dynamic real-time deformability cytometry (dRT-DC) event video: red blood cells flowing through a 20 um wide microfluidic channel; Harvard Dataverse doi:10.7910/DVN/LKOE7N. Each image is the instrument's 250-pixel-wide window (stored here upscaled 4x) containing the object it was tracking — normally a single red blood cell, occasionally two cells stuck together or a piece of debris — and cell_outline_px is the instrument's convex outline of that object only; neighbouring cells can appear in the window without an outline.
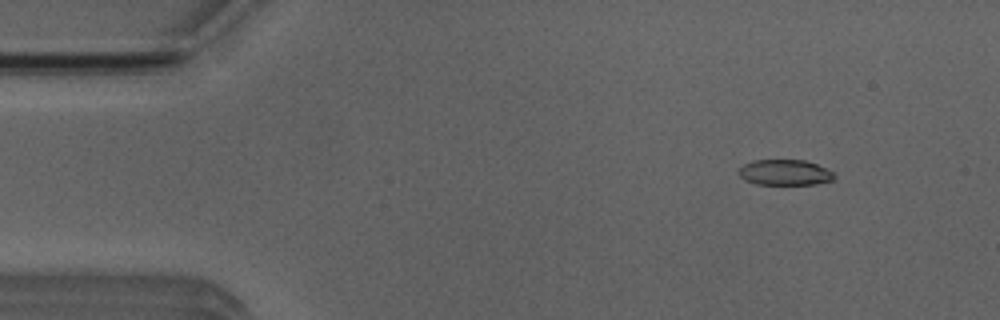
{"species": "Egyptian fruit bat (a non-hibernating species)", "species_latin": "Rousettus aegyptiacus", "temperature_condition": "room temperature", "stored_images_in_passage": 4, "camera_frame_rate_fps": 3000, "um_per_image_px": 0.085, "animal": {"sex": "male"}, "frame": {"image": 1, "passage_image": 2, "time_ms": 1.333, "image_size_px": [1000, 320], "cell_outline_px": [[836, 176], [832, 180], [816, 184], [756, 184], [744, 180], [736, 172], [744, 164], [752, 160], [804, 160], [816, 164], [832, 172]], "centroid_in_image_um": [66.67, 14.66], "position_along_channel_um": 18.3, "area_um2": 14.22}}